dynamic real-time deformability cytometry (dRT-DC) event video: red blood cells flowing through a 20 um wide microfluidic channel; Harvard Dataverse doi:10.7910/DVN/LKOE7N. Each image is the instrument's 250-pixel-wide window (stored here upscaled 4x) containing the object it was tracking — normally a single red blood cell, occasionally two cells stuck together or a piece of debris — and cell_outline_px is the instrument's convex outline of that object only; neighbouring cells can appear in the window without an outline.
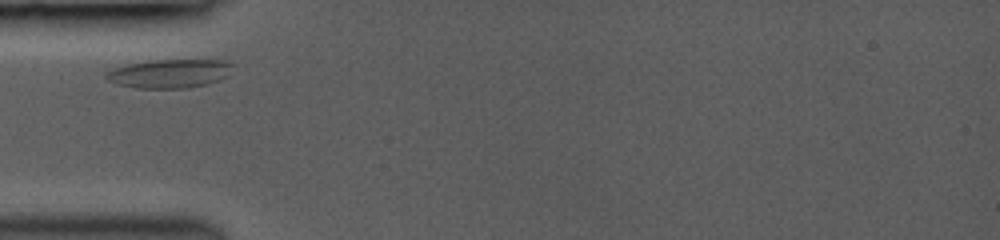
{"species": "common noctule bat (a hibernating species)", "species_latin": "Nyctalus noctula", "temperature_condition": "room temperature", "stored_images_in_passage": 6, "camera_frame_rate_fps": 3000, "um_per_image_px": 0.085, "animal": {"sex": "female", "body_mass_g": 19.0, "forearm_length_mm": 53.3}, "frame": {"image": 1, "passage_image": 1, "time_ms": 0.0, "image_size_px": [1000, 240], "cell_outline_px": [[236, 64], [228, 76], [220, 80], [208, 84], [188, 88], [136, 88], [116, 84], [108, 80], [104, 76], [108, 72], [116, 68], [128, 64], [152, 60], [224, 60]], "centroid_in_image_um": [14.49, 6.25], "position_along_channel_um": 70.5, "area_um2": 21.33}}